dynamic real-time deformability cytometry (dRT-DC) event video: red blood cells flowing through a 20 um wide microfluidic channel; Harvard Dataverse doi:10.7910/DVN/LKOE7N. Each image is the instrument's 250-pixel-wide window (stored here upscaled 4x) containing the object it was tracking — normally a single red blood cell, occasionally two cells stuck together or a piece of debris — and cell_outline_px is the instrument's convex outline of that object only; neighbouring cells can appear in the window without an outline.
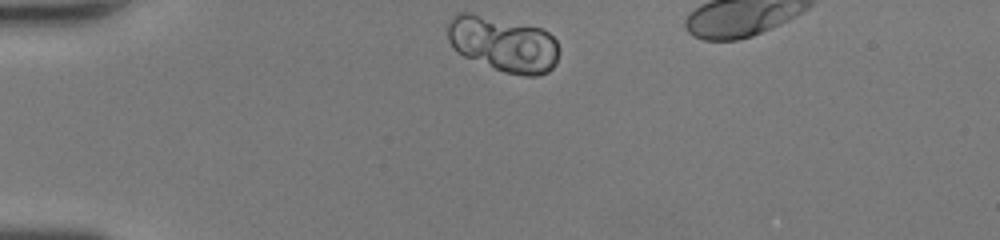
{"species": "human", "species_latin": "Homo sapiens", "temperature_condition": "room temperature", "stored_images_in_passage": 32, "camera_frame_rate_fps": 3000, "um_per_image_px": 0.085, "donor": {"sex": "female"}, "frame": {"image": 1, "passage_image": 1, "time_ms": 0.0, "image_size_px": [1000, 240], "cell_outline_px": [[556, 64], [548, 72], [536, 76], [524, 76], [504, 72], [464, 56], [448, 40], [448, 20], [456, 12], [468, 12], [540, 28], [548, 32], [556, 40]], "centroid_in_image_um": [42.76, 3.74], "position_along_channel_um": 42.2, "area_um2": 35.49}}
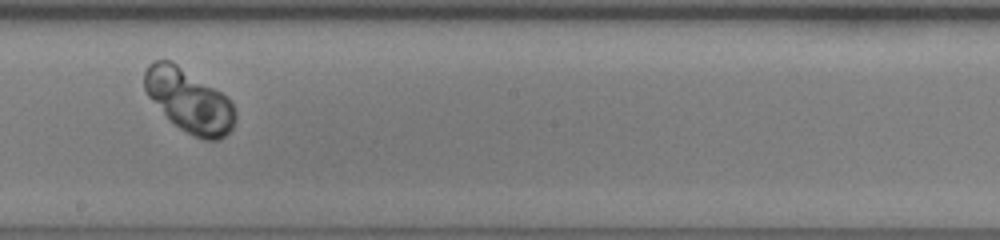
{"frame": {"image": 2, "passage_image": 17, "time_ms": 5.333, "image_size_px": [1000, 240], "cell_outline_px": [[236, 116], [232, 128], [224, 136], [216, 140], [204, 140], [180, 128], [148, 96], [144, 88], [144, 72], [148, 64], [156, 60], [172, 60], [220, 92], [232, 104], [236, 112]], "centroid_in_image_um": [16.05, 8.53], "position_along_channel_um": 232.1, "area_um2": 32.6}}
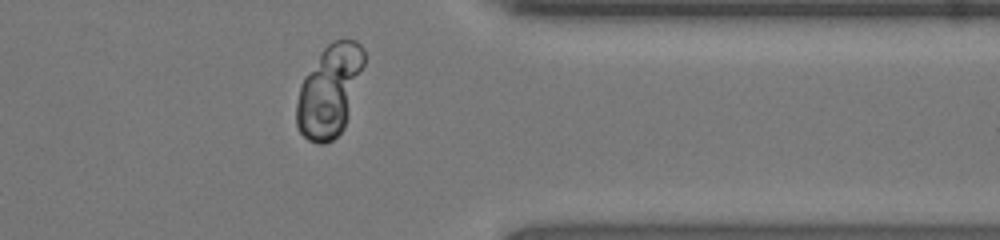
{"frame": {"image": 3, "passage_image": 28, "time_ms": 9.0, "image_size_px": [1000, 240], "cell_outline_px": [[364, 64], [344, 128], [332, 140], [324, 144], [320, 144], [308, 140], [300, 132], [296, 124], [296, 104], [300, 88], [304, 76], [324, 48], [332, 40], [356, 40], [364, 48]], "centroid_in_image_um": [28.0, 7.72], "position_along_channel_um": 383.4, "area_um2": 35.6}}